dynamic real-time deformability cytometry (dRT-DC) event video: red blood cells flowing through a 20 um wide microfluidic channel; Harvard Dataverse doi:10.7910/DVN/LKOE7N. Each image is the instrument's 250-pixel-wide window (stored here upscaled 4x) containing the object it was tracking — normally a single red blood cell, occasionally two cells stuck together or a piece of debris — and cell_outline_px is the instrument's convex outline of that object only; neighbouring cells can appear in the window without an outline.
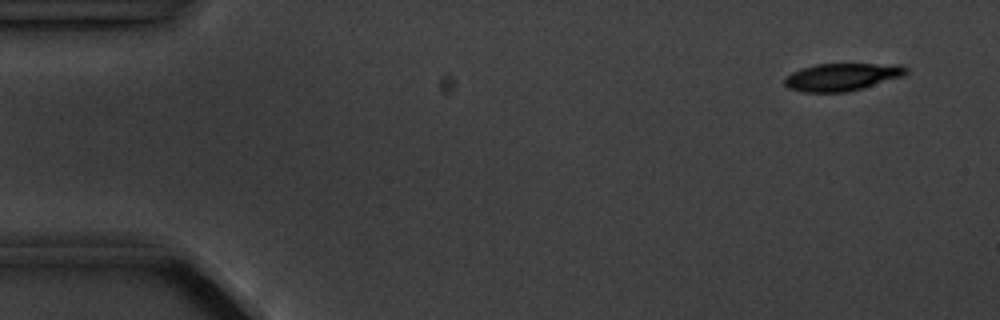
{"species": "common noctule bat (a hibernating species)", "species_latin": "Nyctalus noctula", "temperature_condition": "cold", "stored_images_in_passage": 5, "camera_frame_rate_fps": 3000, "um_per_image_px": 0.085, "animal": {"sex": "male", "body_mass_g": 20.1, "forearm_length_mm": 53.5}, "frame": {"image": 1, "passage_image": 5, "time_ms": 5.333, "image_size_px": [1000, 320], "cell_outline_px": [[908, 72], [904, 76], [848, 92], [804, 92], [788, 88], [784, 84], [784, 80], [792, 72], [816, 64], [900, 64], [908, 68]], "centroid_in_image_um": [71.6, 6.54], "position_along_channel_um": 13.4, "area_um2": 19.42}}